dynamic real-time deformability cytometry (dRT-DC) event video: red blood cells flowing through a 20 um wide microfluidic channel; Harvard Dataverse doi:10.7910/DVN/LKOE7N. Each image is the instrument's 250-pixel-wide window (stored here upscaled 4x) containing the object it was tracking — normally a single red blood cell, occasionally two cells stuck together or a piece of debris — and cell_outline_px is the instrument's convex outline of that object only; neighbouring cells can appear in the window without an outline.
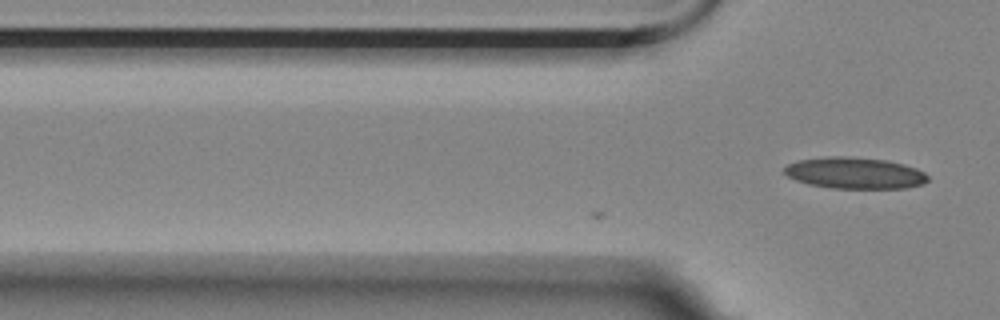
{"species": "Egyptian fruit bat (a non-hibernating species)", "species_latin": "Rousettus aegyptiacus", "temperature_condition": "room temperature", "stored_images_in_passage": 4, "camera_frame_rate_fps": 3000, "um_per_image_px": 0.085, "animal": {"sex": "female"}, "frame": {"image": 1, "passage_image": 4, "time_ms": 1.0, "image_size_px": [1000, 320], "cell_outline_px": [[928, 180], [924, 184], [904, 188], [832, 188], [808, 184], [796, 180], [788, 176], [784, 172], [784, 168], [788, 164], [800, 160], [832, 156], [840, 156], [888, 160], [904, 164], [916, 168], [924, 172], [928, 176]], "centroid_in_image_um": [72.68, 14.71], "position_along_channel_um": 53.1, "area_um2": 26.13}}